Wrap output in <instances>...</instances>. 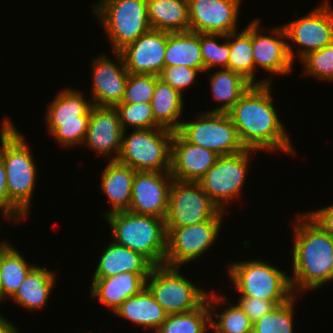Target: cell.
Instances as JSON below:
<instances>
[{"instance_id":"obj_33","label":"cell","mask_w":333,"mask_h":333,"mask_svg":"<svg viewBox=\"0 0 333 333\" xmlns=\"http://www.w3.org/2000/svg\"><path fill=\"white\" fill-rule=\"evenodd\" d=\"M35 265L27 263L20 251L6 242L0 247V284L2 302L11 298L21 286L28 272Z\"/></svg>"},{"instance_id":"obj_41","label":"cell","mask_w":333,"mask_h":333,"mask_svg":"<svg viewBox=\"0 0 333 333\" xmlns=\"http://www.w3.org/2000/svg\"><path fill=\"white\" fill-rule=\"evenodd\" d=\"M0 212H3L2 216H5L4 219H7V221L12 220V222L14 220L15 223L20 222L26 219L27 217L9 198L8 189H7L6 171L1 157H0Z\"/></svg>"},{"instance_id":"obj_10","label":"cell","mask_w":333,"mask_h":333,"mask_svg":"<svg viewBox=\"0 0 333 333\" xmlns=\"http://www.w3.org/2000/svg\"><path fill=\"white\" fill-rule=\"evenodd\" d=\"M196 115L195 121L182 122L178 130L188 142L212 150L219 156L246 150L228 113L199 112Z\"/></svg>"},{"instance_id":"obj_34","label":"cell","mask_w":333,"mask_h":333,"mask_svg":"<svg viewBox=\"0 0 333 333\" xmlns=\"http://www.w3.org/2000/svg\"><path fill=\"white\" fill-rule=\"evenodd\" d=\"M210 309L208 300L193 311L169 314L156 333H209ZM210 329V330H209ZM208 331V332H207Z\"/></svg>"},{"instance_id":"obj_32","label":"cell","mask_w":333,"mask_h":333,"mask_svg":"<svg viewBox=\"0 0 333 333\" xmlns=\"http://www.w3.org/2000/svg\"><path fill=\"white\" fill-rule=\"evenodd\" d=\"M226 298V296H219L216 292L208 293L207 300L210 309L212 333H253V323L249 317L237 303L231 304L229 302L230 305H228ZM222 304H227V307L220 314L212 311L213 307L217 309Z\"/></svg>"},{"instance_id":"obj_14","label":"cell","mask_w":333,"mask_h":333,"mask_svg":"<svg viewBox=\"0 0 333 333\" xmlns=\"http://www.w3.org/2000/svg\"><path fill=\"white\" fill-rule=\"evenodd\" d=\"M287 41L300 46L296 52L300 60L333 42V8L328 0L316 6L308 14L282 24Z\"/></svg>"},{"instance_id":"obj_43","label":"cell","mask_w":333,"mask_h":333,"mask_svg":"<svg viewBox=\"0 0 333 333\" xmlns=\"http://www.w3.org/2000/svg\"><path fill=\"white\" fill-rule=\"evenodd\" d=\"M307 214L333 237V204Z\"/></svg>"},{"instance_id":"obj_7","label":"cell","mask_w":333,"mask_h":333,"mask_svg":"<svg viewBox=\"0 0 333 333\" xmlns=\"http://www.w3.org/2000/svg\"><path fill=\"white\" fill-rule=\"evenodd\" d=\"M84 95L68 87L58 91L47 106V130L61 147H75L85 140L93 104Z\"/></svg>"},{"instance_id":"obj_8","label":"cell","mask_w":333,"mask_h":333,"mask_svg":"<svg viewBox=\"0 0 333 333\" xmlns=\"http://www.w3.org/2000/svg\"><path fill=\"white\" fill-rule=\"evenodd\" d=\"M123 131L119 163L135 171H170L174 131L166 128L134 129L126 137Z\"/></svg>"},{"instance_id":"obj_30","label":"cell","mask_w":333,"mask_h":333,"mask_svg":"<svg viewBox=\"0 0 333 333\" xmlns=\"http://www.w3.org/2000/svg\"><path fill=\"white\" fill-rule=\"evenodd\" d=\"M148 19L154 30L189 31L188 0H147Z\"/></svg>"},{"instance_id":"obj_25","label":"cell","mask_w":333,"mask_h":333,"mask_svg":"<svg viewBox=\"0 0 333 333\" xmlns=\"http://www.w3.org/2000/svg\"><path fill=\"white\" fill-rule=\"evenodd\" d=\"M56 272L46 267L34 266L26 275L19 289L10 298L15 304L29 310H41L46 306L56 286Z\"/></svg>"},{"instance_id":"obj_29","label":"cell","mask_w":333,"mask_h":333,"mask_svg":"<svg viewBox=\"0 0 333 333\" xmlns=\"http://www.w3.org/2000/svg\"><path fill=\"white\" fill-rule=\"evenodd\" d=\"M164 65L165 67L183 65L203 70L200 33L192 31L167 32Z\"/></svg>"},{"instance_id":"obj_4","label":"cell","mask_w":333,"mask_h":333,"mask_svg":"<svg viewBox=\"0 0 333 333\" xmlns=\"http://www.w3.org/2000/svg\"><path fill=\"white\" fill-rule=\"evenodd\" d=\"M112 230V240L141 254L153 266L164 265L167 232L163 218L120 211L104 217Z\"/></svg>"},{"instance_id":"obj_40","label":"cell","mask_w":333,"mask_h":333,"mask_svg":"<svg viewBox=\"0 0 333 333\" xmlns=\"http://www.w3.org/2000/svg\"><path fill=\"white\" fill-rule=\"evenodd\" d=\"M200 72L202 73L204 70L192 69L183 65L169 66L163 68L159 79L172 86L184 96V90L190 88L196 82V78Z\"/></svg>"},{"instance_id":"obj_13","label":"cell","mask_w":333,"mask_h":333,"mask_svg":"<svg viewBox=\"0 0 333 333\" xmlns=\"http://www.w3.org/2000/svg\"><path fill=\"white\" fill-rule=\"evenodd\" d=\"M220 209L199 182L173 180L164 218L165 228H181L211 220Z\"/></svg>"},{"instance_id":"obj_5","label":"cell","mask_w":333,"mask_h":333,"mask_svg":"<svg viewBox=\"0 0 333 333\" xmlns=\"http://www.w3.org/2000/svg\"><path fill=\"white\" fill-rule=\"evenodd\" d=\"M227 270L234 289L243 297L275 301L281 305L295 295L290 276L259 258L233 261Z\"/></svg>"},{"instance_id":"obj_20","label":"cell","mask_w":333,"mask_h":333,"mask_svg":"<svg viewBox=\"0 0 333 333\" xmlns=\"http://www.w3.org/2000/svg\"><path fill=\"white\" fill-rule=\"evenodd\" d=\"M167 31L151 29L120 50L125 67L132 74L159 76L165 67Z\"/></svg>"},{"instance_id":"obj_24","label":"cell","mask_w":333,"mask_h":333,"mask_svg":"<svg viewBox=\"0 0 333 333\" xmlns=\"http://www.w3.org/2000/svg\"><path fill=\"white\" fill-rule=\"evenodd\" d=\"M104 248L93 278H107L123 272L149 274L153 268V265L141 254L113 240H110Z\"/></svg>"},{"instance_id":"obj_46","label":"cell","mask_w":333,"mask_h":333,"mask_svg":"<svg viewBox=\"0 0 333 333\" xmlns=\"http://www.w3.org/2000/svg\"><path fill=\"white\" fill-rule=\"evenodd\" d=\"M6 242H7L6 240L5 241L2 240V242H0V247H2Z\"/></svg>"},{"instance_id":"obj_27","label":"cell","mask_w":333,"mask_h":333,"mask_svg":"<svg viewBox=\"0 0 333 333\" xmlns=\"http://www.w3.org/2000/svg\"><path fill=\"white\" fill-rule=\"evenodd\" d=\"M183 95L161 79L156 81L153 97L151 99L152 112L155 122L162 128L178 131L183 121L184 111Z\"/></svg>"},{"instance_id":"obj_39","label":"cell","mask_w":333,"mask_h":333,"mask_svg":"<svg viewBox=\"0 0 333 333\" xmlns=\"http://www.w3.org/2000/svg\"><path fill=\"white\" fill-rule=\"evenodd\" d=\"M159 76L153 74L129 73L121 103H148L153 97Z\"/></svg>"},{"instance_id":"obj_17","label":"cell","mask_w":333,"mask_h":333,"mask_svg":"<svg viewBox=\"0 0 333 333\" xmlns=\"http://www.w3.org/2000/svg\"><path fill=\"white\" fill-rule=\"evenodd\" d=\"M112 54L115 62L105 53L92 60L90 100L93 105L115 107L123 100L129 72L121 52L112 51Z\"/></svg>"},{"instance_id":"obj_45","label":"cell","mask_w":333,"mask_h":333,"mask_svg":"<svg viewBox=\"0 0 333 333\" xmlns=\"http://www.w3.org/2000/svg\"><path fill=\"white\" fill-rule=\"evenodd\" d=\"M2 302V288H1V284H0V304Z\"/></svg>"},{"instance_id":"obj_6","label":"cell","mask_w":333,"mask_h":333,"mask_svg":"<svg viewBox=\"0 0 333 333\" xmlns=\"http://www.w3.org/2000/svg\"><path fill=\"white\" fill-rule=\"evenodd\" d=\"M92 6L93 15L105 30L112 51H120L152 29L147 0H99Z\"/></svg>"},{"instance_id":"obj_23","label":"cell","mask_w":333,"mask_h":333,"mask_svg":"<svg viewBox=\"0 0 333 333\" xmlns=\"http://www.w3.org/2000/svg\"><path fill=\"white\" fill-rule=\"evenodd\" d=\"M101 174V190L108 197L112 209L104 214L129 211L135 170L130 166L111 160Z\"/></svg>"},{"instance_id":"obj_1","label":"cell","mask_w":333,"mask_h":333,"mask_svg":"<svg viewBox=\"0 0 333 333\" xmlns=\"http://www.w3.org/2000/svg\"><path fill=\"white\" fill-rule=\"evenodd\" d=\"M270 91L271 83L251 85L227 113L246 149L278 150L295 156L296 149L279 120Z\"/></svg>"},{"instance_id":"obj_18","label":"cell","mask_w":333,"mask_h":333,"mask_svg":"<svg viewBox=\"0 0 333 333\" xmlns=\"http://www.w3.org/2000/svg\"><path fill=\"white\" fill-rule=\"evenodd\" d=\"M173 180L170 171H136L129 211L164 219Z\"/></svg>"},{"instance_id":"obj_44","label":"cell","mask_w":333,"mask_h":333,"mask_svg":"<svg viewBox=\"0 0 333 333\" xmlns=\"http://www.w3.org/2000/svg\"><path fill=\"white\" fill-rule=\"evenodd\" d=\"M0 333H20L18 327H16L10 320L0 314Z\"/></svg>"},{"instance_id":"obj_11","label":"cell","mask_w":333,"mask_h":333,"mask_svg":"<svg viewBox=\"0 0 333 333\" xmlns=\"http://www.w3.org/2000/svg\"><path fill=\"white\" fill-rule=\"evenodd\" d=\"M258 151L246 149L240 153L219 156L214 165L198 181L211 201L224 211L226 205L241 197L250 168L252 153ZM251 155V156H250Z\"/></svg>"},{"instance_id":"obj_12","label":"cell","mask_w":333,"mask_h":333,"mask_svg":"<svg viewBox=\"0 0 333 333\" xmlns=\"http://www.w3.org/2000/svg\"><path fill=\"white\" fill-rule=\"evenodd\" d=\"M224 212L226 213L220 210L211 220L200 224L166 228L167 250L164 265H186L211 249L220 234Z\"/></svg>"},{"instance_id":"obj_22","label":"cell","mask_w":333,"mask_h":333,"mask_svg":"<svg viewBox=\"0 0 333 333\" xmlns=\"http://www.w3.org/2000/svg\"><path fill=\"white\" fill-rule=\"evenodd\" d=\"M149 274L123 272L107 278H92L90 295L113 312L145 286Z\"/></svg>"},{"instance_id":"obj_36","label":"cell","mask_w":333,"mask_h":333,"mask_svg":"<svg viewBox=\"0 0 333 333\" xmlns=\"http://www.w3.org/2000/svg\"><path fill=\"white\" fill-rule=\"evenodd\" d=\"M220 39L225 41L219 42ZM200 46L203 60V70L206 72L213 68L228 69L229 60V34H204L200 33Z\"/></svg>"},{"instance_id":"obj_28","label":"cell","mask_w":333,"mask_h":333,"mask_svg":"<svg viewBox=\"0 0 333 333\" xmlns=\"http://www.w3.org/2000/svg\"><path fill=\"white\" fill-rule=\"evenodd\" d=\"M228 69L240 74L252 85L271 83V78L255 81V65L252 51V21L241 32L229 34Z\"/></svg>"},{"instance_id":"obj_35","label":"cell","mask_w":333,"mask_h":333,"mask_svg":"<svg viewBox=\"0 0 333 333\" xmlns=\"http://www.w3.org/2000/svg\"><path fill=\"white\" fill-rule=\"evenodd\" d=\"M297 296L278 305L253 323V333H294V302ZM294 330V331H293Z\"/></svg>"},{"instance_id":"obj_2","label":"cell","mask_w":333,"mask_h":333,"mask_svg":"<svg viewBox=\"0 0 333 333\" xmlns=\"http://www.w3.org/2000/svg\"><path fill=\"white\" fill-rule=\"evenodd\" d=\"M296 218L297 222L292 223L295 239L290 283L298 295L333 281V237L307 213H297Z\"/></svg>"},{"instance_id":"obj_37","label":"cell","mask_w":333,"mask_h":333,"mask_svg":"<svg viewBox=\"0 0 333 333\" xmlns=\"http://www.w3.org/2000/svg\"><path fill=\"white\" fill-rule=\"evenodd\" d=\"M123 131L127 126L134 129L160 128L155 122L151 103H119L115 106Z\"/></svg>"},{"instance_id":"obj_38","label":"cell","mask_w":333,"mask_h":333,"mask_svg":"<svg viewBox=\"0 0 333 333\" xmlns=\"http://www.w3.org/2000/svg\"><path fill=\"white\" fill-rule=\"evenodd\" d=\"M304 72L317 80L333 81V42L301 59Z\"/></svg>"},{"instance_id":"obj_42","label":"cell","mask_w":333,"mask_h":333,"mask_svg":"<svg viewBox=\"0 0 333 333\" xmlns=\"http://www.w3.org/2000/svg\"><path fill=\"white\" fill-rule=\"evenodd\" d=\"M236 303L245 312L252 323H255L278 306L275 301L243 296H240Z\"/></svg>"},{"instance_id":"obj_26","label":"cell","mask_w":333,"mask_h":333,"mask_svg":"<svg viewBox=\"0 0 333 333\" xmlns=\"http://www.w3.org/2000/svg\"><path fill=\"white\" fill-rule=\"evenodd\" d=\"M114 313L134 325L153 331H156L168 316L146 286L138 294L126 299Z\"/></svg>"},{"instance_id":"obj_16","label":"cell","mask_w":333,"mask_h":333,"mask_svg":"<svg viewBox=\"0 0 333 333\" xmlns=\"http://www.w3.org/2000/svg\"><path fill=\"white\" fill-rule=\"evenodd\" d=\"M241 3L242 0H188L189 31L222 35L239 31Z\"/></svg>"},{"instance_id":"obj_31","label":"cell","mask_w":333,"mask_h":333,"mask_svg":"<svg viewBox=\"0 0 333 333\" xmlns=\"http://www.w3.org/2000/svg\"><path fill=\"white\" fill-rule=\"evenodd\" d=\"M211 96L220 106L207 112L227 113L252 85L240 74L220 69L209 76Z\"/></svg>"},{"instance_id":"obj_21","label":"cell","mask_w":333,"mask_h":333,"mask_svg":"<svg viewBox=\"0 0 333 333\" xmlns=\"http://www.w3.org/2000/svg\"><path fill=\"white\" fill-rule=\"evenodd\" d=\"M218 157L214 151L188 142L175 131L171 145L170 174L178 181L198 182Z\"/></svg>"},{"instance_id":"obj_3","label":"cell","mask_w":333,"mask_h":333,"mask_svg":"<svg viewBox=\"0 0 333 333\" xmlns=\"http://www.w3.org/2000/svg\"><path fill=\"white\" fill-rule=\"evenodd\" d=\"M0 157L6 171L10 200L26 215L37 181V165L20 131L6 117L1 123Z\"/></svg>"},{"instance_id":"obj_9","label":"cell","mask_w":333,"mask_h":333,"mask_svg":"<svg viewBox=\"0 0 333 333\" xmlns=\"http://www.w3.org/2000/svg\"><path fill=\"white\" fill-rule=\"evenodd\" d=\"M179 269L153 266L146 279V287L168 315L193 311L208 297V292L180 274Z\"/></svg>"},{"instance_id":"obj_19","label":"cell","mask_w":333,"mask_h":333,"mask_svg":"<svg viewBox=\"0 0 333 333\" xmlns=\"http://www.w3.org/2000/svg\"><path fill=\"white\" fill-rule=\"evenodd\" d=\"M123 129L115 107L96 106L90 110V120L85 140L82 145L109 157V161L117 160L120 153ZM114 153V154H113ZM113 154V155H112ZM112 156V157H111Z\"/></svg>"},{"instance_id":"obj_15","label":"cell","mask_w":333,"mask_h":333,"mask_svg":"<svg viewBox=\"0 0 333 333\" xmlns=\"http://www.w3.org/2000/svg\"><path fill=\"white\" fill-rule=\"evenodd\" d=\"M261 20H252V51L255 65L270 74L288 75L293 70L294 50L286 39L285 30L281 26L271 30V35L259 33Z\"/></svg>"}]
</instances>
